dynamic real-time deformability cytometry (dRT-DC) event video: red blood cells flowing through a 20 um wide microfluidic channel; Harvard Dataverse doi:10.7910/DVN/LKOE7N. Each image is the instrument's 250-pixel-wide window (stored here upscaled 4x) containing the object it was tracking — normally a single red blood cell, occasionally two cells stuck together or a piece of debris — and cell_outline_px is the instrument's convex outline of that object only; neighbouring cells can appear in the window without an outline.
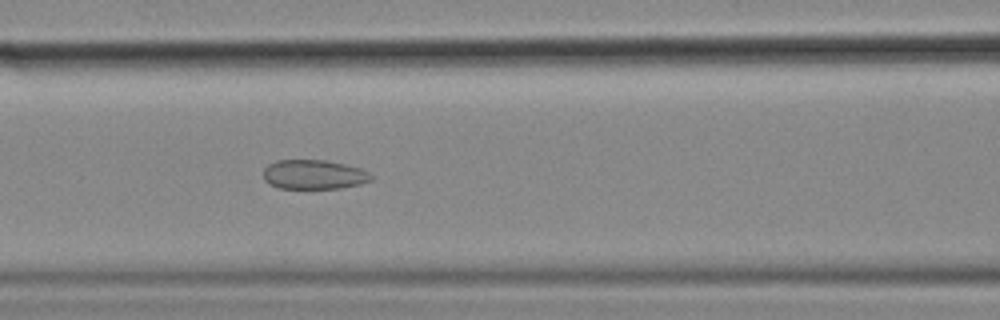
{"species": "common noctule bat (a hibernating species)", "species_latin": "Nyctalus noctula", "temperature_condition": "cold", "stored_images_in_passage": 38, "camera_frame_rate_fps": 3000, "um_per_image_px": 0.085, "animal": {"sex": "female", "body_mass_g": 18.4}, "frame": {"image": 1, "passage_image": 12, "time_ms": 3.667, "image_size_px": [1000, 320], "cell_outline_px": [[372, 180], [360, 184], [340, 188], [280, 188], [264, 180], [264, 168], [268, 164], [276, 160], [324, 160], [344, 164], [360, 168], [368, 172], [372, 176]], "centroid_in_image_um": [26.68, 14.83], "position_along_channel_um": 139.9, "area_um2": 18.32}, "authors_computed_cell_mechanics": {"area_um2": 19.3341, "velocity_mm_per_s": 3.5587, "shape_relaxation_time_tau1_ms": null, "shape_relaxation_time_tau2_ms": 1.9382, "deformation_change_tau1": null, "deformation_change_tau2": 0.0846}}